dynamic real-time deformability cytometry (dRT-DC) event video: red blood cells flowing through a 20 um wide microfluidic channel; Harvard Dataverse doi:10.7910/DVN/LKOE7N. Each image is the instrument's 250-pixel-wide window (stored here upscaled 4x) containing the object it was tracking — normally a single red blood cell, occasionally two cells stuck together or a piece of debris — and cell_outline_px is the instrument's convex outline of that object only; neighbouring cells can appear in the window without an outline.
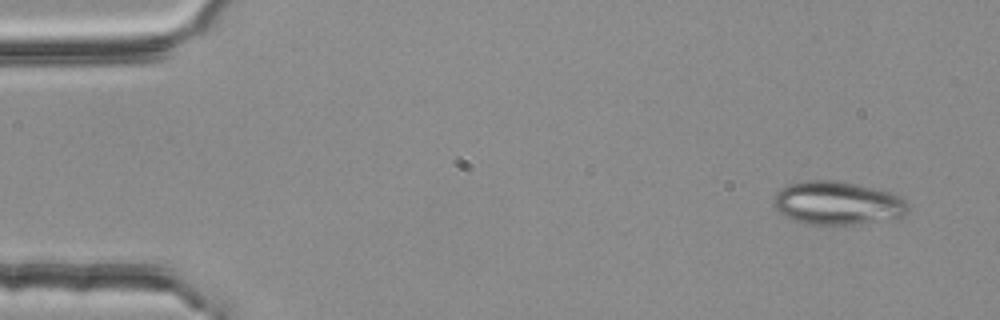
{"species": "common noctule bat (a hibernating species)", "species_latin": "Nyctalus noctula", "temperature_condition": "room temperature", "stored_images_in_passage": 4, "camera_frame_rate_fps": 3000, "um_per_image_px": 0.085, "animal": {"sex": "female", "body_mass_g": 25.1}, "frame": {"image": 1, "passage_image": 1, "time_ms": 0.0, "image_size_px": [1000, 320], "cell_outline_px": [[908, 212], [904, 216], [860, 224], [804, 224], [780, 212], [772, 204], [776, 192], [788, 184], [808, 180], [836, 180], [872, 188], [888, 192], [900, 196], [908, 204]], "centroid_in_image_um": [71.18, 17.26], "position_along_channel_um": 13.8, "area_um2": 33.64}}